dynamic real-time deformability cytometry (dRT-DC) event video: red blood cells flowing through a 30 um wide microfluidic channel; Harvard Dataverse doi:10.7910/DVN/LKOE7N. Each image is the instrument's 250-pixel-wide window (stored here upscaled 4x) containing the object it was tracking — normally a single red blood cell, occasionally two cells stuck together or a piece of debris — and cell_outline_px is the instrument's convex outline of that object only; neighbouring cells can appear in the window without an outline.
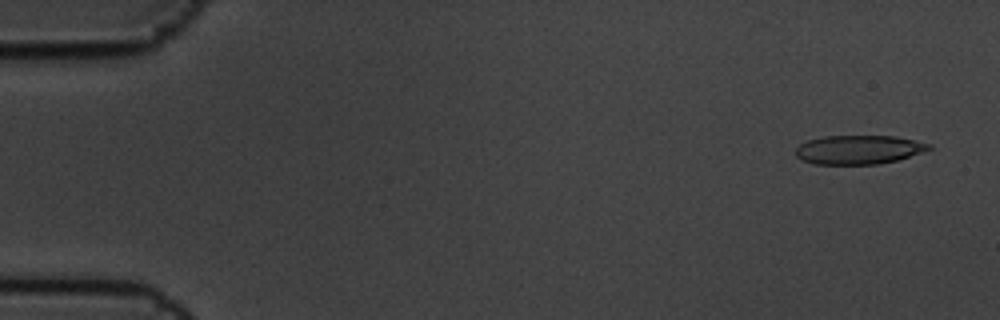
{"species": "common noctule bat (a hibernating species)", "species_latin": "Nyctalus noctula", "temperature_condition": "cold", "stored_images_in_passage": 5, "camera_frame_rate_fps": 3000, "um_per_image_px": 0.085, "animal": {"sex": "male", "body_mass_g": 19.5, "forearm_length_mm": 54.6}, "frame": {"image": 1, "passage_image": 1, "time_ms": 0.0, "image_size_px": [1000, 320], "cell_outline_px": [[936, 148], [924, 152], [896, 160], [876, 164], [816, 164], [800, 160], [796, 156], [796, 148], [800, 144], [808, 140], [824, 136], [892, 136], [932, 144]], "centroid_in_image_um": [73.0, 12.72], "position_along_channel_um": 12.0, "area_um2": 22.48}}
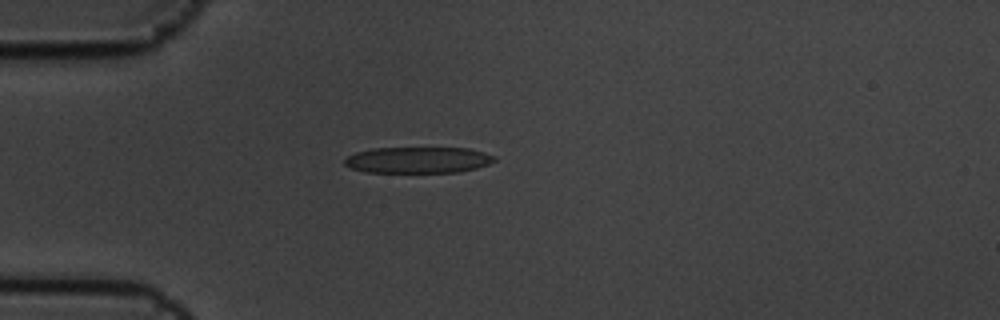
{"frame": {"image": 2, "passage_image": 5, "time_ms": 1.333, "image_size_px": [1000, 320], "cell_outline_px": [[496, 160], [488, 164], [476, 168], [460, 172], [364, 172], [352, 168], [344, 164], [344, 160], [348, 156], [356, 152], [372, 148], [468, 148], [484, 152], [496, 156]], "centroid_in_image_um": [35.55, 13.59], "position_along_channel_um": 49.5, "area_um2": 22.89}}